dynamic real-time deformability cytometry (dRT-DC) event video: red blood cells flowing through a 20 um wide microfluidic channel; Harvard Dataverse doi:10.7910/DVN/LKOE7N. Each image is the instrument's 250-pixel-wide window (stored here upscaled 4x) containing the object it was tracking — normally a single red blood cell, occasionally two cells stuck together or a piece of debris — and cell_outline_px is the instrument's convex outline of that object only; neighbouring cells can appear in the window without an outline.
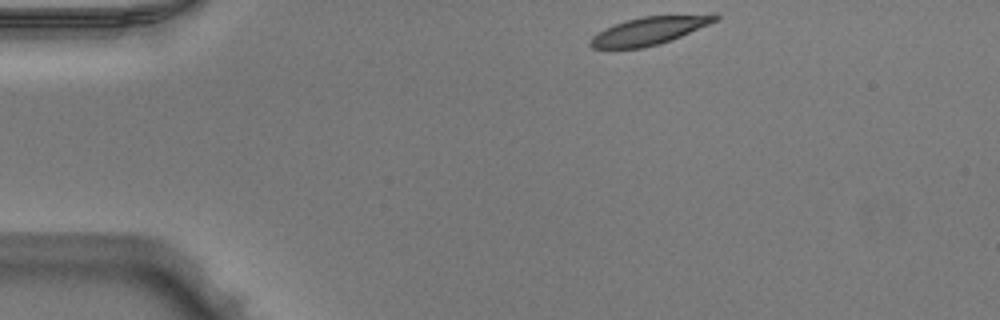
{"species": "Egyptian fruit bat (a non-hibernating species)", "species_latin": "Rousettus aegyptiacus", "temperature_condition": "warm", "stored_images_in_passage": 43, "camera_frame_rate_fps": 3000, "um_per_image_px": 0.085, "animal": {"sex": "male"}, "frame": {"image": 1, "passage_image": 1, "time_ms": 0.0, "image_size_px": [1000, 320], "cell_outline_px": [[720, 16], [716, 20], [708, 24], [680, 36], [644, 48], [592, 48], [588, 44], [588, 40], [592, 36], [604, 28], [628, 20], [644, 16], [716, 12]], "centroid_in_image_um": [55.22, 2.58], "position_along_channel_um": 29.8, "area_um2": 20.35}}
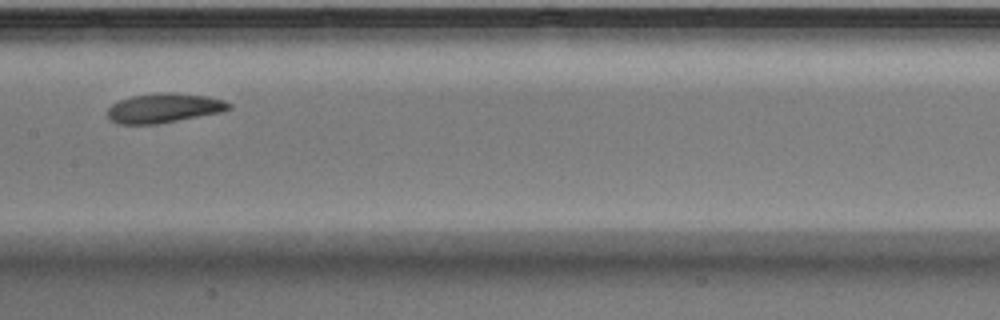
{"frame": {"image": 2, "passage_image": 18, "time_ms": 5.667, "image_size_px": [1000, 320], "cell_outline_px": [[232, 108], [224, 112], [156, 124], [116, 124], [108, 120], [108, 108], [112, 104], [120, 100], [132, 96], [156, 92], [176, 92], [208, 96], [224, 100], [232, 104]], "centroid_in_image_um": [13.96, 9.18], "position_along_channel_um": 193.4, "area_um2": 21.21}}
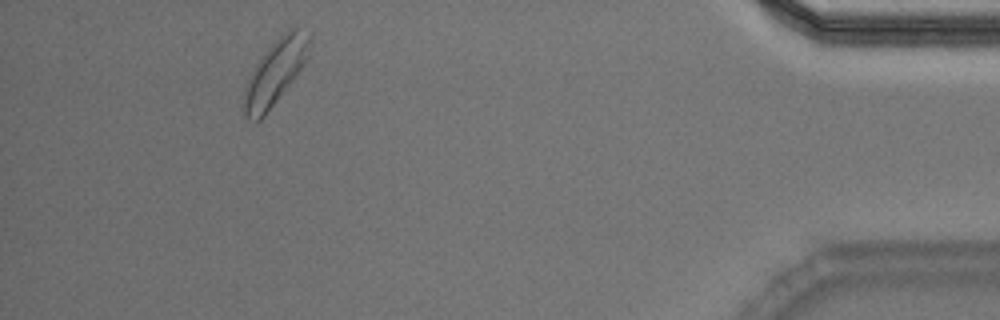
{"frame": {"image": 3, "passage_image": 39, "time_ms": 12.667, "image_size_px": [1000, 320], "cell_outline_px": [[312, 40], [308, 56], [300, 68], [264, 116], [260, 120], [248, 120], [244, 116], [244, 88], [256, 64], [268, 48], [280, 36], [296, 24], [300, 24], [312, 32]], "centroid_in_image_um": [23.45, 6.03], "position_along_channel_um": 411.8, "area_um2": 24.45}, "authors_computed_cell_mechanics": {"area_um2": 21.2126, "velocity_mm_per_s": 3.9439, "shape_relaxation_time_tau1_ms": 2.9802, "shape_relaxation_time_tau2_ms": 7.7765, "deformation_change_tau1": 0.1273, "deformation_change_tau2": 0.1599}}